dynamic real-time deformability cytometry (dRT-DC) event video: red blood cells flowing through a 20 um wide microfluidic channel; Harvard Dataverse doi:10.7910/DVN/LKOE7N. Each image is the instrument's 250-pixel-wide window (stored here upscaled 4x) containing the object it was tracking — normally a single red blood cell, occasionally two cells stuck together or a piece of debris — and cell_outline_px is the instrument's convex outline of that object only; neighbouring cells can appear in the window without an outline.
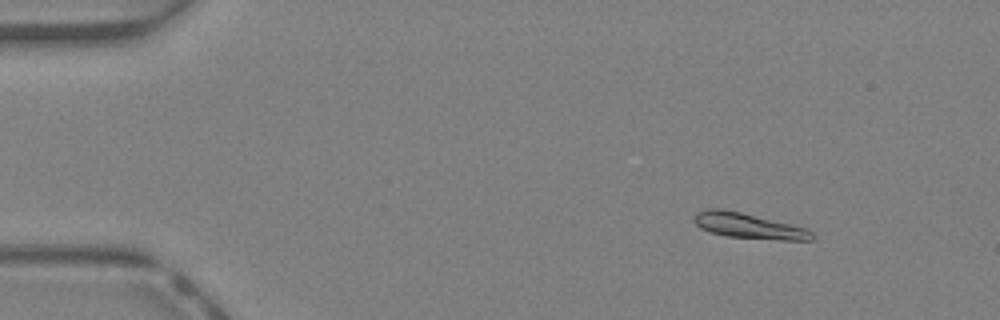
{"species": "Egyptian fruit bat (a non-hibernating species)", "species_latin": "Rousettus aegyptiacus", "temperature_condition": "warm", "stored_images_in_passage": 44, "camera_frame_rate_fps": 3000, "um_per_image_px": 0.085, "animal": {"sex": "female"}, "frame": {"image": 1, "passage_image": 5, "time_ms": 1.333, "image_size_px": [1000, 320], "cell_outline_px": [[816, 236], [812, 240], [780, 240], [728, 236], [712, 232], [700, 228], [692, 220], [692, 216], [696, 212], [708, 208], [720, 208], [740, 212], [804, 228], [812, 232]], "centroid_in_image_um": [63.57, 19.19], "position_along_channel_um": 21.4, "area_um2": 17.17}}
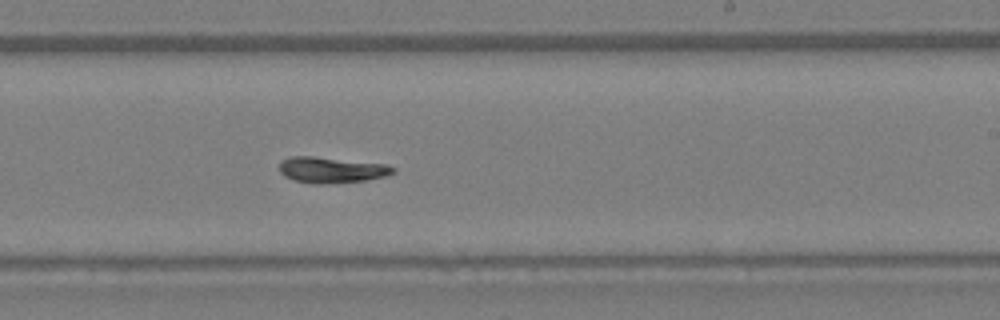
{"frame": {"image": 2, "passage_image": 27, "time_ms": 8.667, "image_size_px": [1000, 320], "cell_outline_px": [[396, 172], [388, 176], [364, 180], [320, 184], [312, 184], [292, 180], [284, 176], [280, 172], [280, 160], [292, 156], [312, 156], [388, 164], [396, 168]], "centroid_in_image_um": [28.19, 14.44], "position_along_channel_um": 260.8, "area_um2": 17.34}}
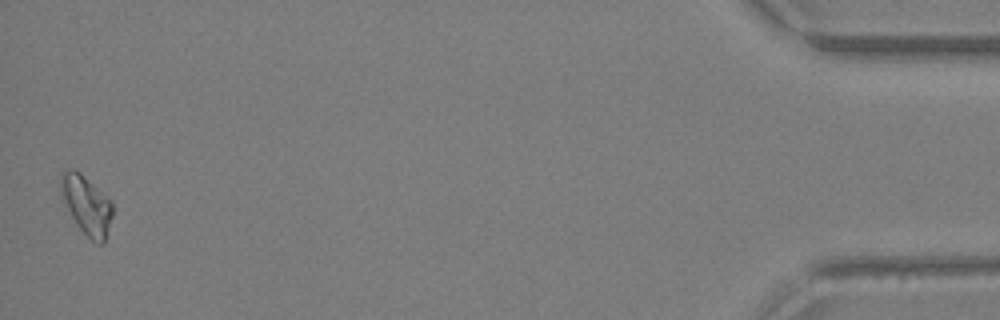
{"frame": {"image": 3, "passage_image": 44, "time_ms": 14.333, "image_size_px": [1000, 320], "cell_outline_px": [[112, 216], [104, 244], [100, 244], [92, 240], [76, 224], [60, 200], [60, 172], [80, 172], [108, 196], [112, 200]], "centroid_in_image_um": [7.34, 17.43], "position_along_channel_um": 427.9, "area_um2": 17.86}, "authors_computed_cell_mechanics": {"area_um2": 16.9354, "velocity_mm_per_s": 4.554, "shape_relaxation_time_tau1_ms": 2.9609, "shape_relaxation_time_tau2_ms": 4.0486, "deformation_change_tau1": 0.1533, "deformation_change_tau2": 0.1166}}